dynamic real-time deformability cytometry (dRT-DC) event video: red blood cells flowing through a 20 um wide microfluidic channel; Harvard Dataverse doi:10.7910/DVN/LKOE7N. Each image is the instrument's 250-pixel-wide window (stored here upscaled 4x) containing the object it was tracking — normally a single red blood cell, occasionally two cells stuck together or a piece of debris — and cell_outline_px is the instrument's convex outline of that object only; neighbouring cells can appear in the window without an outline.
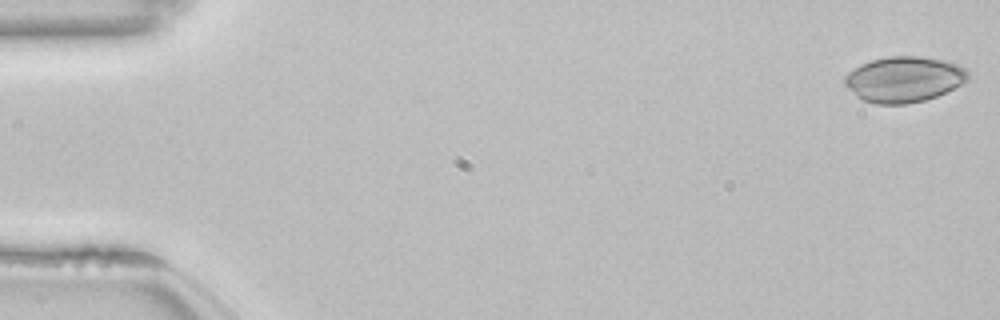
{"species": "common noctule bat (a hibernating species)", "species_latin": "Nyctalus noctula", "temperature_condition": "room temperature", "stored_images_in_passage": 53, "camera_frame_rate_fps": 3000, "um_per_image_px": 0.085, "animal": {"sex": "female", "body_mass_g": 22.7, "forearm_length_mm": 54.2}, "frame": {"image": 1, "passage_image": 1, "time_ms": 0.0, "image_size_px": [1000, 320], "cell_outline_px": [[968, 80], [936, 96], [924, 100], [904, 104], [876, 104], [864, 100], [856, 96], [844, 84], [844, 76], [848, 72], [860, 64], [872, 60], [888, 56], [920, 56], [944, 60], [960, 64], [968, 72]], "centroid_in_image_um": [76.82, 6.73], "position_along_channel_um": 8.2, "area_um2": 32.71}}
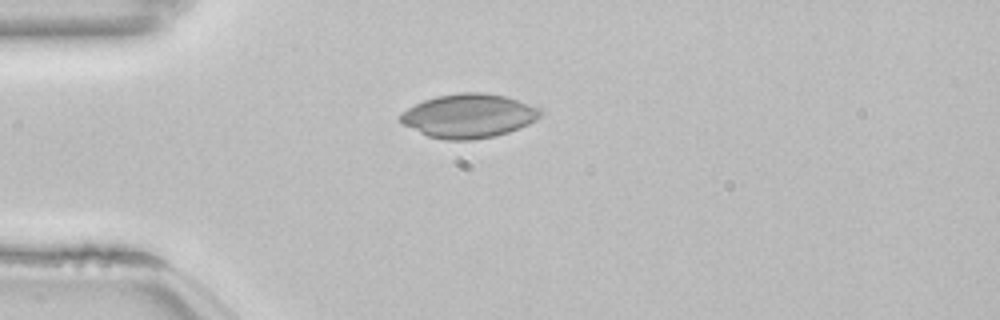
{"frame": {"image": 2, "passage_image": 14, "time_ms": 4.333, "image_size_px": [1000, 320], "cell_outline_px": [[544, 112], [536, 120], [528, 124], [508, 132], [496, 136], [468, 140], [444, 140], [428, 136], [400, 124], [400, 116], [408, 108], [424, 100], [436, 96], [460, 92], [484, 92], [508, 96], [540, 108]], "centroid_in_image_um": [39.85, 9.84], "position_along_channel_um": 45.1, "area_um2": 36.01}}
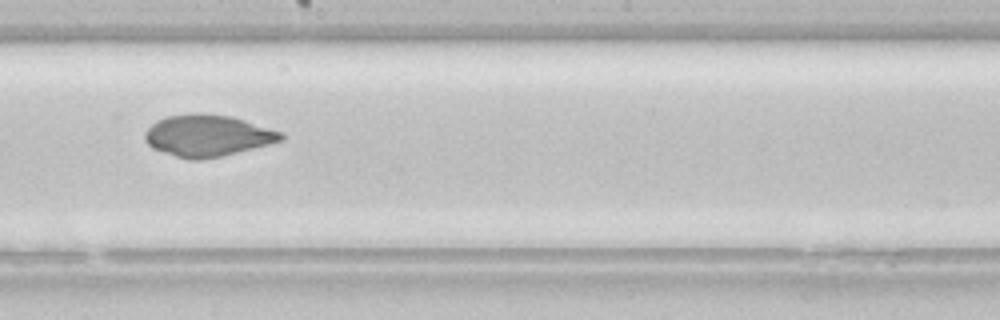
{"frame": {"image": 3, "passage_image": 30, "time_ms": 9.667, "image_size_px": [1000, 320], "cell_outline_px": [[284, 140], [220, 156], [200, 160], [188, 160], [152, 148], [144, 140], [144, 132], [156, 120], [168, 116], [196, 112], [232, 116], [284, 132]], "centroid_in_image_um": [17.63, 11.51], "position_along_channel_um": 230.6, "area_um2": 33.06}}